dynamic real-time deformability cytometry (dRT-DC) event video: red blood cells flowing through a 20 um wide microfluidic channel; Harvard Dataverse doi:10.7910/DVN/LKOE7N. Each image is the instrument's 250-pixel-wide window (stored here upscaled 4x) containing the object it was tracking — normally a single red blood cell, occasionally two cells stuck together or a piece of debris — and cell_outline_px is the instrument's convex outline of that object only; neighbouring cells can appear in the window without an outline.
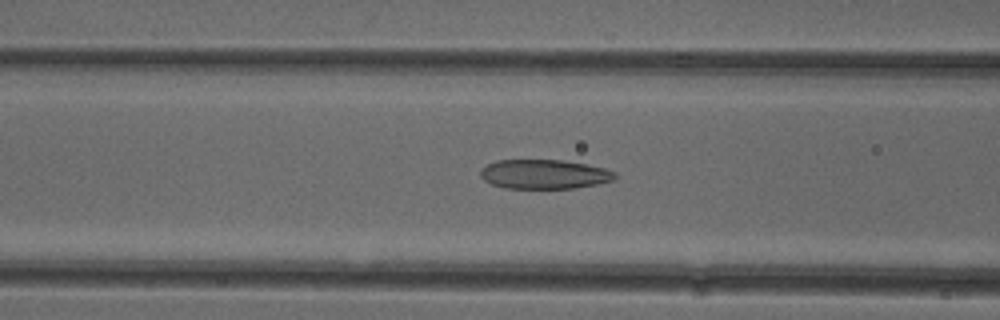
{"species": "common noctule bat (a hibernating species)", "species_latin": "Nyctalus noctula", "temperature_condition": "cold", "stored_images_in_passage": 51, "camera_frame_rate_fps": 3000, "um_per_image_px": 0.085, "animal": {"sex": "female"}, "frame": {"image": 1, "passage_image": 20, "time_ms": 6.333, "image_size_px": [1000, 320], "cell_outline_px": [[616, 180], [596, 184], [572, 188], [504, 188], [492, 184], [484, 180], [480, 176], [480, 168], [496, 160], [560, 160], [584, 164], [604, 168], [616, 172]], "centroid_in_image_um": [46.24, 14.81], "position_along_channel_um": 120.4, "area_um2": 22.95}}
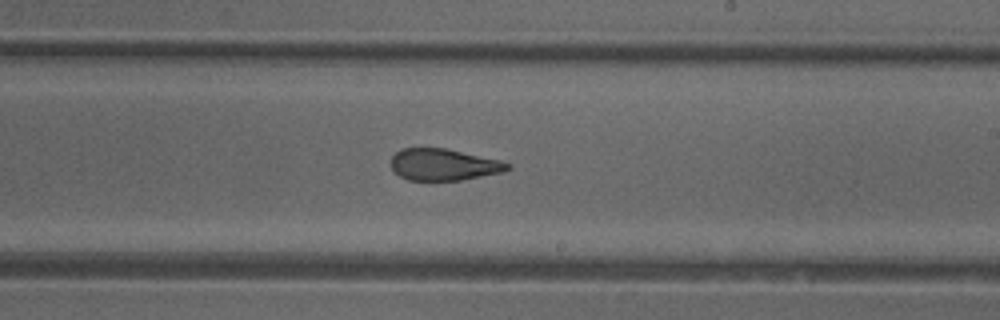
{"frame": {"image": 2, "passage_image": 30, "time_ms": 9.667, "image_size_px": [1000, 320], "cell_outline_px": [[512, 168], [504, 172], [460, 180], [408, 180], [400, 176], [392, 168], [392, 156], [400, 148], [444, 148], [500, 160], [512, 164]], "centroid_in_image_um": [37.74, 13.99], "position_along_channel_um": 251.3, "area_um2": 21.44}}
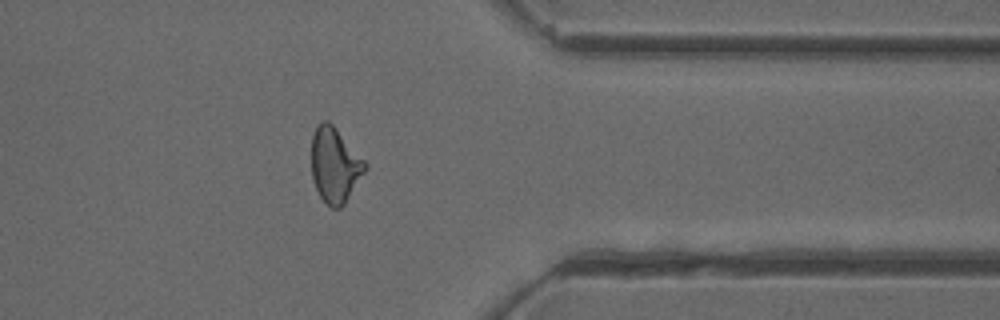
{"frame": {"image": 3, "passage_image": 41, "time_ms": 13.333, "image_size_px": [1000, 320], "cell_outline_px": [[368, 168], [344, 204], [340, 208], [332, 208], [320, 196], [312, 180], [312, 136], [316, 128], [324, 120], [328, 120], [336, 128], [368, 164]], "centroid_in_image_um": [28.48, 14.04], "position_along_channel_um": 382.9, "area_um2": 23.24}, "authors_computed_cell_mechanics": {"area_um2": 23.698, "velocity_mm_per_s": 3.9168, "shape_relaxation_time_tau1_ms": 8.8336, "shape_relaxation_time_tau2_ms": 1.6522, "deformation_change_tau1": 0.2241, "deformation_change_tau2": 0.1027}}